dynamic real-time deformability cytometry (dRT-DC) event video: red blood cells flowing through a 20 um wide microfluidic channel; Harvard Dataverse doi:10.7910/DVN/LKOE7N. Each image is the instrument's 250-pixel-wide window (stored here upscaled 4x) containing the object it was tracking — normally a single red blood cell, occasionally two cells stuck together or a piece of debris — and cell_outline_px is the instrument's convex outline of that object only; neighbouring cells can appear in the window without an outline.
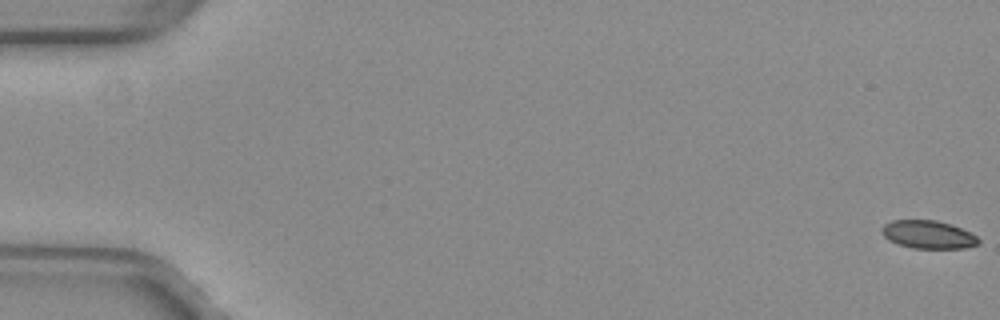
{"species": "common noctule bat (a hibernating species)", "species_latin": "Nyctalus noctula", "temperature_condition": "warm", "stored_images_in_passage": 6, "camera_frame_rate_fps": 3000, "um_per_image_px": 0.085, "animal": {"sex": "female", "body_mass_g": 29.2, "forearm_length_mm": 56.3}, "frame": {"image": 1, "passage_image": 1, "time_ms": 0.0, "image_size_px": [1000, 320], "cell_outline_px": [[980, 244], [964, 248], [912, 248], [888, 240], [880, 232], [880, 228], [884, 224], [892, 220], [936, 220], [952, 224], [976, 236], [980, 240]], "centroid_in_image_um": [78.87, 19.93], "position_along_channel_um": 6.1, "area_um2": 15.84}}